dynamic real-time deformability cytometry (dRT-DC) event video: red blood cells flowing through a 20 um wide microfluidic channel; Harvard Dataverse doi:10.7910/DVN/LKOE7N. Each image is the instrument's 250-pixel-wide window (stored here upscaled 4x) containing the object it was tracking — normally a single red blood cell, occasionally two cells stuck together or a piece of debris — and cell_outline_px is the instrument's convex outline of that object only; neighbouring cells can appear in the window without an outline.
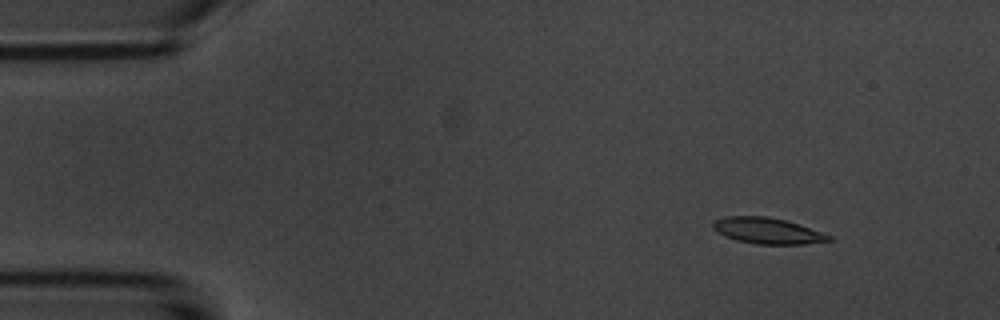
{"species": "common noctule bat (a hibernating species)", "species_latin": "Nyctalus noctula", "temperature_condition": "room temperature", "stored_images_in_passage": 4, "camera_frame_rate_fps": 3000, "um_per_image_px": 0.085, "animal": {"sex": "male", "body_mass_g": 20.1, "forearm_length_mm": 53.5}, "frame": {"image": 1, "passage_image": 2, "time_ms": 1.0, "image_size_px": [1000, 320], "cell_outline_px": [[832, 240], [804, 244], [756, 244], [736, 240], [724, 236], [712, 228], [712, 220], [724, 216], [768, 216], [788, 220], [832, 236]], "centroid_in_image_um": [65.19, 19.6], "position_along_channel_um": 19.8, "area_um2": 17.74}}